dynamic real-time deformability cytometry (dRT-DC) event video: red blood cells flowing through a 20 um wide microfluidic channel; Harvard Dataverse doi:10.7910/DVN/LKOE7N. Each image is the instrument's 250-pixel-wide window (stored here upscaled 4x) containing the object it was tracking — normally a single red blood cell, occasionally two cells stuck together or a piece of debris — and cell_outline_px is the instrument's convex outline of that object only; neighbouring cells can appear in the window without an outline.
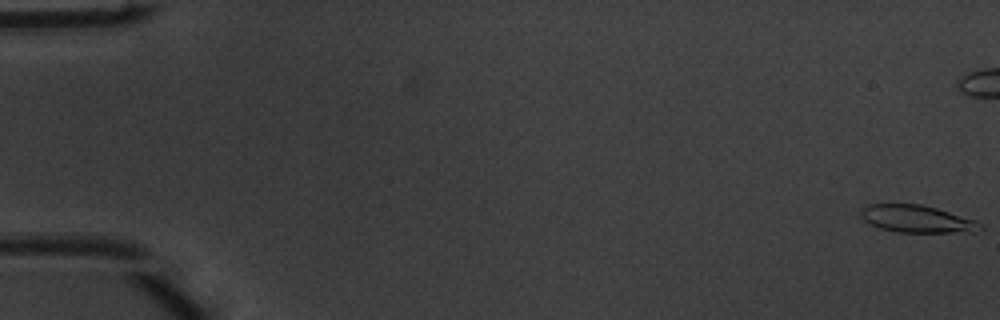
{"species": "common noctule bat (a hibernating species)", "species_latin": "Nyctalus noctula", "temperature_condition": "warm", "stored_images_in_passage": 52, "camera_frame_rate_fps": 3000, "um_per_image_px": 0.085, "animal": {"sex": "male", "body_mass_g": 20.1, "forearm_length_mm": 53.5}, "frame": {"image": 1, "passage_image": 1, "time_ms": 0.0, "image_size_px": [1000, 320], "cell_outline_px": [[984, 228], [972, 232], [896, 232], [880, 228], [864, 220], [860, 216], [860, 208], [868, 204], [920, 204], [936, 208], [976, 220]], "centroid_in_image_um": [77.91, 18.6], "position_along_channel_um": 7.1, "area_um2": 18.96}}
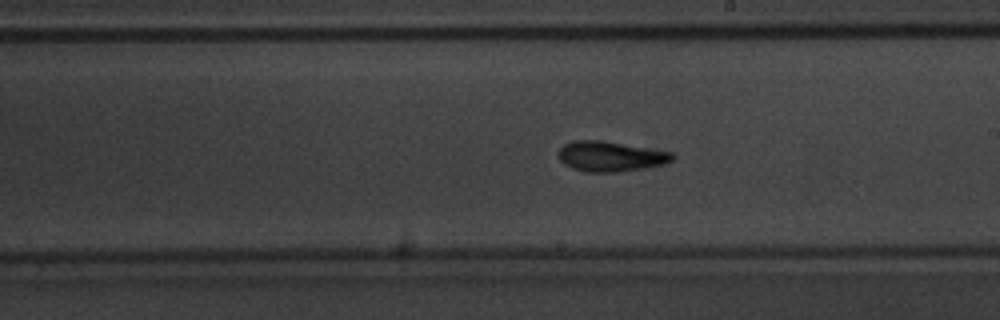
{"frame": {"image": 2, "passage_image": 30, "time_ms": 9.667, "image_size_px": [1000, 320], "cell_outline_px": [[676, 156], [672, 160], [664, 164], [616, 172], [584, 172], [572, 168], [564, 164], [556, 156], [556, 152], [564, 144], [572, 140], [600, 140], [672, 152]], "centroid_in_image_um": [51.82, 13.29], "position_along_channel_um": 237.2, "area_um2": 20.06}}
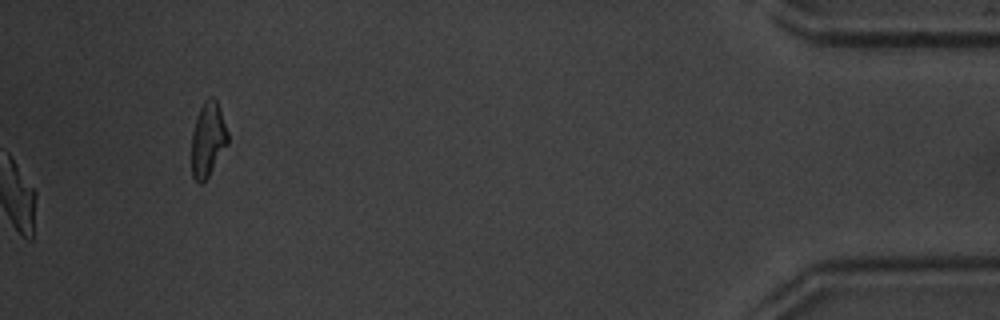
{"frame": {"image": 3, "passage_image": 52, "time_ms": 17.0, "image_size_px": [1000, 320], "cell_outline_px": [[228, 144], [208, 176], [200, 184], [192, 176], [192, 132], [196, 116], [204, 100], [208, 96], [212, 96], [216, 100], [228, 132]], "centroid_in_image_um": [17.67, 11.82], "position_along_channel_um": 417.5, "area_um2": 15.61}, "authors_computed_cell_mechanics": {"area_um2": 18.785, "velocity_mm_per_s": 4.0165, "shape_relaxation_time_tau1_ms": 3.0206, "shape_relaxation_time_tau2_ms": 2.0848, "deformation_change_tau1": 0.1907, "deformation_change_tau2": 0.114}}